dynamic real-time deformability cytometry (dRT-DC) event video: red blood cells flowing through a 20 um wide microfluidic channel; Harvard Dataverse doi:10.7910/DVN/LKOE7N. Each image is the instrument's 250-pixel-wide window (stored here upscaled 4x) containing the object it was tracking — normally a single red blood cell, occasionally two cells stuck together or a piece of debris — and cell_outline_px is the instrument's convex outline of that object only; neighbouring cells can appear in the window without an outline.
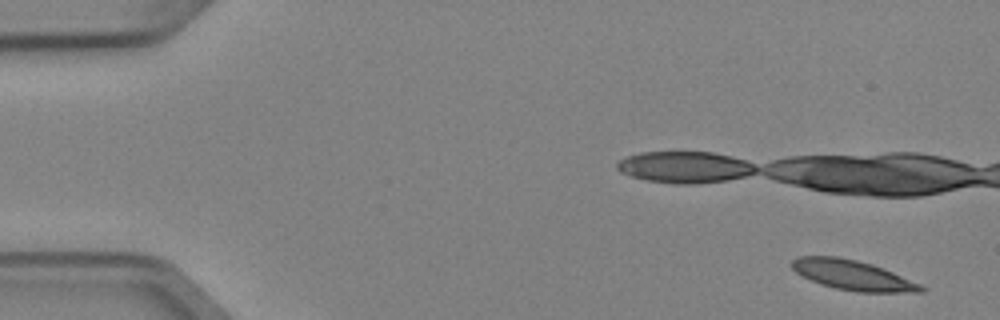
{"species": "Egyptian fruit bat (a non-hibernating species)", "species_latin": "Rousettus aegyptiacus", "temperature_condition": "cold", "stored_images_in_passage": 4, "camera_frame_rate_fps": 3000, "um_per_image_px": 0.085, "animal": {"sex": "female"}, "frame": {"image": 1, "passage_image": 1, "time_ms": 0.0, "image_size_px": [1000, 320], "cell_outline_px": [[928, 288], [924, 292], [856, 292], [836, 288], [820, 284], [796, 272], [792, 268], [792, 260], [800, 256], [836, 256], [856, 260], [872, 264], [892, 272], [920, 284]], "centroid_in_image_um": [72.5, 23.39], "position_along_channel_um": 12.5, "area_um2": 22.25}}